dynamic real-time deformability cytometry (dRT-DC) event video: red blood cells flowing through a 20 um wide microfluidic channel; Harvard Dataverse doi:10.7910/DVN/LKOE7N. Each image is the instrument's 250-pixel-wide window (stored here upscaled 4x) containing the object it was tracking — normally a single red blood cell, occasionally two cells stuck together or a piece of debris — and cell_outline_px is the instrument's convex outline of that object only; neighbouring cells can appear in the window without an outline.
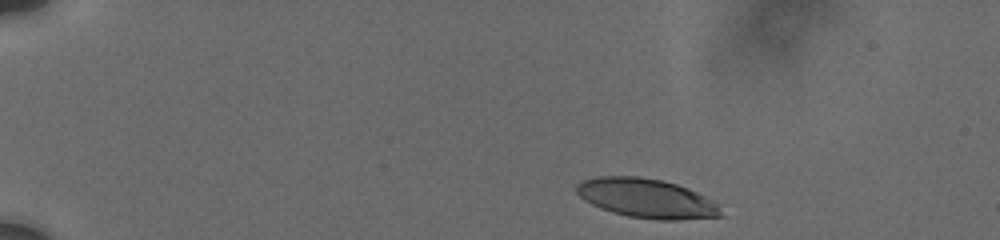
{"species": "human", "species_latin": "Homo sapiens", "temperature_condition": "cold", "stored_images_in_passage": 7, "camera_frame_rate_fps": 3000, "um_per_image_px": 0.085, "donor": {"sex": "male"}, "frame": {"image": 1, "passage_image": 1, "time_ms": 0.0, "image_size_px": [1000, 240], "cell_outline_px": [[724, 216], [676, 220], [656, 220], [628, 216], [600, 208], [584, 200], [576, 192], [576, 184], [584, 180], [596, 176], [636, 176], [664, 180], [688, 188], [716, 200]], "centroid_in_image_um": [55.0, 16.85], "position_along_channel_um": 30.0, "area_um2": 33.29}}
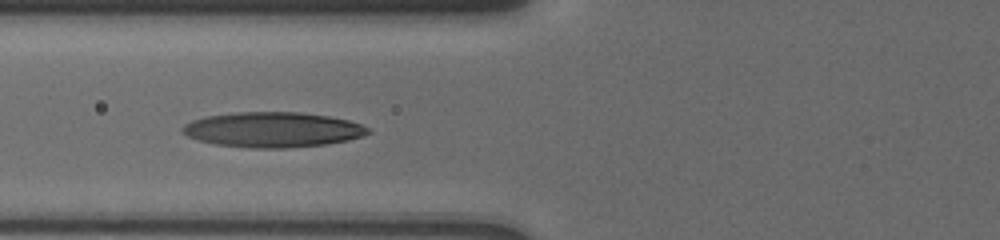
{"frame": {"image": 2, "passage_image": 5, "time_ms": 4.667, "image_size_px": [1000, 240], "cell_outline_px": [[372, 132], [348, 140], [328, 144], [288, 148], [252, 148], [216, 144], [196, 140], [180, 132], [180, 128], [184, 124], [192, 120], [204, 116], [236, 112], [300, 112], [328, 116], [348, 120], [360, 124], [368, 128]], "centroid_in_image_um": [23.13, 11.02], "position_along_channel_um": 102.7, "area_um2": 38.21}}
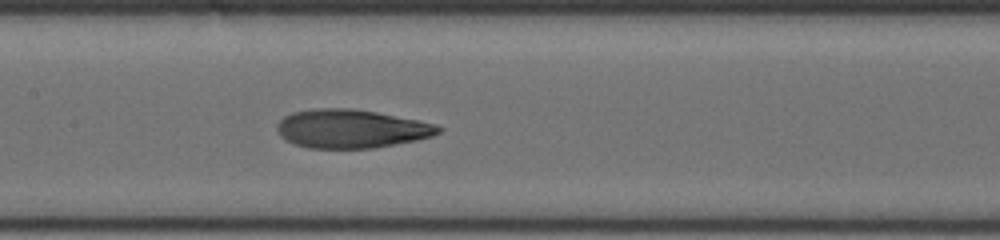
{"frame": {"image": 3, "passage_image": 7, "time_ms": 6.667, "image_size_px": [1000, 240], "cell_outline_px": [[444, 128], [440, 132], [432, 136], [416, 140], [372, 148], [308, 148], [296, 144], [280, 136], [276, 128], [276, 124], [284, 116], [292, 112], [316, 108], [352, 108], [376, 112], [436, 124]], "centroid_in_image_um": [29.83, 10.94], "position_along_channel_um": 177.6, "area_um2": 36.13}}